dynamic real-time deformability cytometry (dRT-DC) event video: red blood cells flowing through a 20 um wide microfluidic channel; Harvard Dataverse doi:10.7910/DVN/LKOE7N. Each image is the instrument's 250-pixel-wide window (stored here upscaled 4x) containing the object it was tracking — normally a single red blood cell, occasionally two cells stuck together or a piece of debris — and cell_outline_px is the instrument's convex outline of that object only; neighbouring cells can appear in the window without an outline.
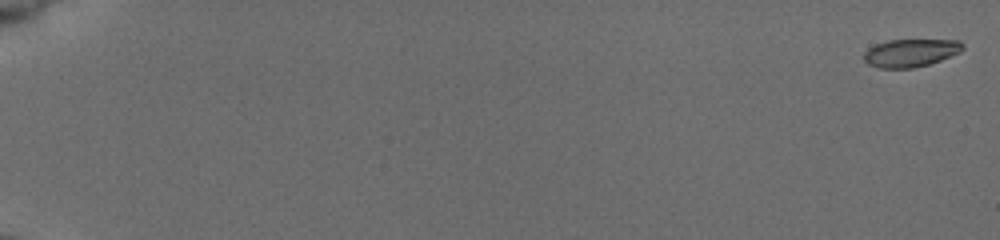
{"species": "common noctule bat (a hibernating species)", "species_latin": "Nyctalus noctula", "temperature_condition": "cold", "stored_images_in_passage": 50, "camera_frame_rate_fps": 3000, "um_per_image_px": 0.085, "animal": {"sex": "female", "body_mass_g": 19.5, "forearm_length_mm": 54.1}, "frame": {"image": 1, "passage_image": 1, "time_ms": 0.0, "image_size_px": [1000, 240], "cell_outline_px": [[964, 48], [960, 52], [940, 60], [928, 64], [912, 68], [880, 68], [868, 64], [864, 60], [864, 52], [868, 48], [876, 44], [888, 40], [960, 40], [964, 44]], "centroid_in_image_um": [77.4, 4.49], "position_along_channel_um": 7.6, "area_um2": 16.01}}
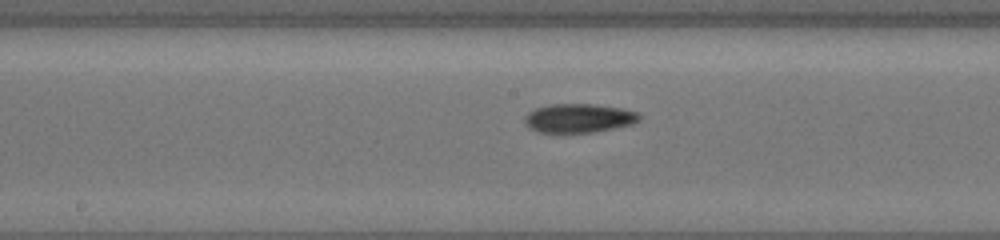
{"frame": {"image": 2, "passage_image": 29, "time_ms": 9.333, "image_size_px": [1000, 240], "cell_outline_px": [[640, 120], [632, 124], [592, 132], [540, 132], [532, 128], [524, 120], [524, 116], [528, 112], [536, 108], [548, 104], [596, 104], [620, 108], [640, 112]], "centroid_in_image_um": [49.23, 10.02], "position_along_channel_um": 199.0, "area_um2": 19.13}}
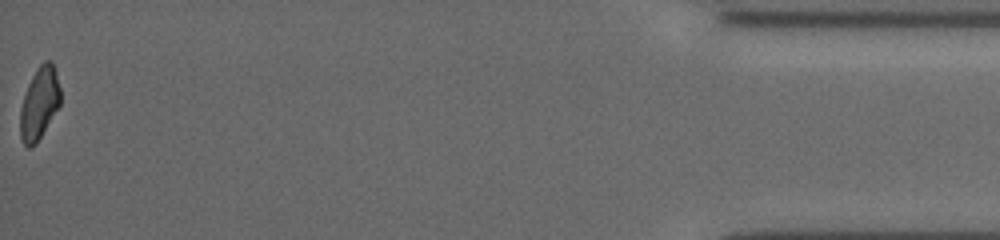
{"frame": {"image": 3, "passage_image": 50, "time_ms": 16.333, "image_size_px": [1000, 240], "cell_outline_px": [[60, 104], [36, 144], [32, 148], [28, 148], [24, 144], [20, 136], [20, 108], [28, 84], [36, 68], [44, 60], [52, 60], [56, 72], [60, 88]], "centroid_in_image_um": [3.34, 8.77], "position_along_channel_um": 431.9, "area_um2": 16.94}, "authors_computed_cell_mechanics": {"area_um2": 17.6579, "velocity_mm_per_s": 3.9012, "shape_relaxation_time_tau1_ms": 5.4146, "shape_relaxation_time_tau2_ms": null, "deformation_change_tau1": 0.1547, "deformation_change_tau2": null}}